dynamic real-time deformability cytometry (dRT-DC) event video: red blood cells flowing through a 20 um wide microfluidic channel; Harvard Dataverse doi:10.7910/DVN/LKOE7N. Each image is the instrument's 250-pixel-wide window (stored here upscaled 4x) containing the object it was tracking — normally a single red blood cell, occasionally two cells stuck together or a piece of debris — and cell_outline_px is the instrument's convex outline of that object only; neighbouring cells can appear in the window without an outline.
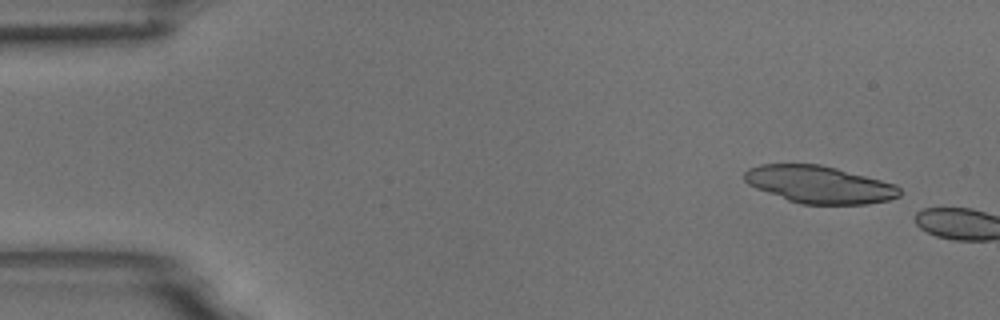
{"species": "common noctule bat (a hibernating species)", "species_latin": "Nyctalus noctula", "temperature_condition": "room temperature", "stored_images_in_passage": 2, "camera_frame_rate_fps": 3000, "um_per_image_px": 0.085, "animal": {"sex": "male", "body_mass_g": 18.8}, "frame": {"image": 1, "passage_image": 1, "time_ms": 0.0, "image_size_px": [1000, 320], "cell_outline_px": [[900, 196], [888, 200], [868, 204], [800, 204], [788, 200], [756, 188], [748, 184], [744, 180], [744, 172], [748, 168], [760, 164], [820, 164], [836, 168], [896, 184], [900, 188]], "centroid_in_image_um": [69.63, 15.68], "position_along_channel_um": 15.4, "area_um2": 33.7}}